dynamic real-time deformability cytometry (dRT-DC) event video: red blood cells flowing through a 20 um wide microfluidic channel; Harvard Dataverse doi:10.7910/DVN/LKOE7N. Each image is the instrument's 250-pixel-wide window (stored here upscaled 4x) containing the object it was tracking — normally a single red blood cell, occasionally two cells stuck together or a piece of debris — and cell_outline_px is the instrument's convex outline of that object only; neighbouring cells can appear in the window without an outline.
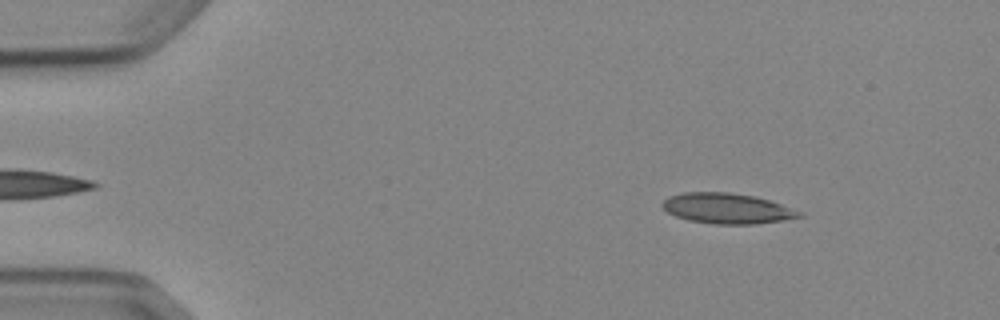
{"species": "Egyptian fruit bat (a non-hibernating species)", "species_latin": "Rousettus aegyptiacus", "temperature_condition": "cold", "stored_images_in_passage": 3, "camera_frame_rate_fps": 3000, "um_per_image_px": 0.085, "animal": {"sex": "female"}, "frame": {"image": 1, "passage_image": 1, "time_ms": 0.0, "image_size_px": [1000, 320], "cell_outline_px": [[804, 216], [784, 220], [756, 224], [716, 224], [688, 220], [676, 216], [668, 212], [660, 204], [668, 196], [684, 192], [728, 192], [756, 196], [804, 212]], "centroid_in_image_um": [61.81, 17.71], "position_along_channel_um": 23.2, "area_um2": 24.33}}